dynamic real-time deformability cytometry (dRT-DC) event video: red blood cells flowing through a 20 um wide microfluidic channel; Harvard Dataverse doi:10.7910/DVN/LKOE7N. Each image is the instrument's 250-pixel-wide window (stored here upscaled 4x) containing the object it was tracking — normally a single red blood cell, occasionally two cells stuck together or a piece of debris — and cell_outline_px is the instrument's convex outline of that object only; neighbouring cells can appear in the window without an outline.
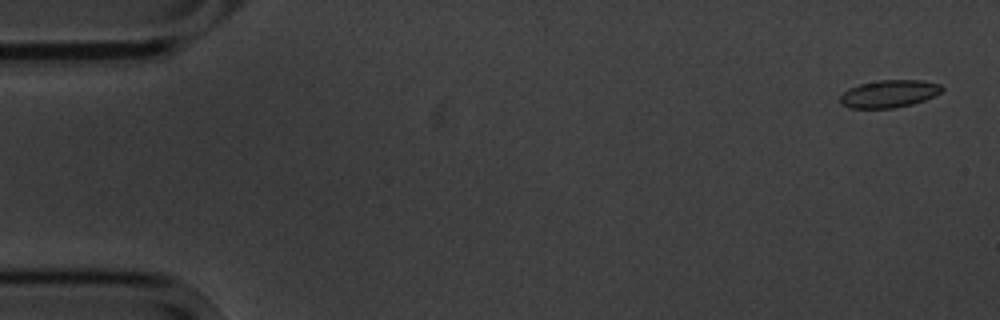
{"species": "common noctule bat (a hibernating species)", "species_latin": "Nyctalus noctula", "temperature_condition": "cold", "stored_images_in_passage": 4, "camera_frame_rate_fps": 3000, "um_per_image_px": 0.085, "animal": {"sex": "male", "body_mass_g": 20.1, "forearm_length_mm": 53.5}, "frame": {"image": 1, "passage_image": 1, "time_ms": 0.0, "image_size_px": [1000, 320], "cell_outline_px": [[944, 88], [940, 92], [924, 100], [912, 104], [892, 108], [852, 108], [840, 104], [840, 96], [848, 88], [860, 84], [880, 80], [920, 80], [940, 84]], "centroid_in_image_um": [75.55, 7.97], "position_along_channel_um": 9.5, "area_um2": 16.18}}